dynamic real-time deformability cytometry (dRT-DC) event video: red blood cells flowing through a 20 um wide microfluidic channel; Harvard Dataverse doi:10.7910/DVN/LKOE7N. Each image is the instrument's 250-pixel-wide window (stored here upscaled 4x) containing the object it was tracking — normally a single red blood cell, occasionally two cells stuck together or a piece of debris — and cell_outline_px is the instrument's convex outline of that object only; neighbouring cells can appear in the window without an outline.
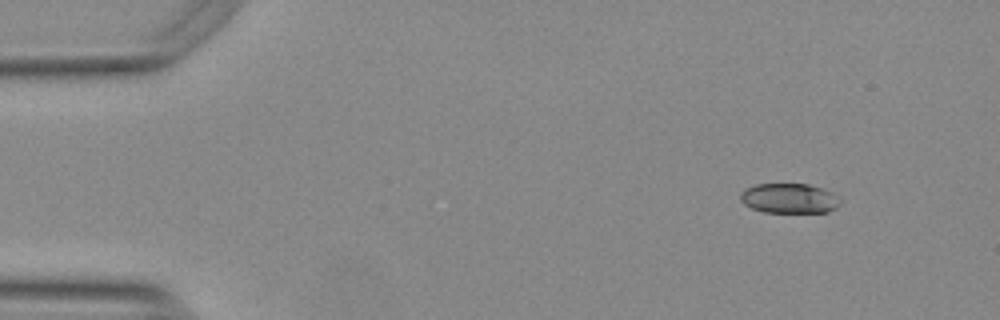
{"species": "Egyptian fruit bat (a non-hibernating species)", "species_latin": "Rousettus aegyptiacus", "temperature_condition": "warm", "stored_images_in_passage": 11, "camera_frame_rate_fps": 3000, "um_per_image_px": 0.085, "animal": {"sex": "female"}, "frame": {"image": 1, "passage_image": 1, "time_ms": 0.0, "image_size_px": [1000, 320], "cell_outline_px": [[840, 204], [836, 208], [828, 212], [764, 212], [752, 208], [744, 204], [740, 200], [740, 192], [744, 188], [756, 184], [808, 184], [832, 192], [840, 196]], "centroid_in_image_um": [67.08, 16.86], "position_along_channel_um": 17.9, "area_um2": 17.51}}
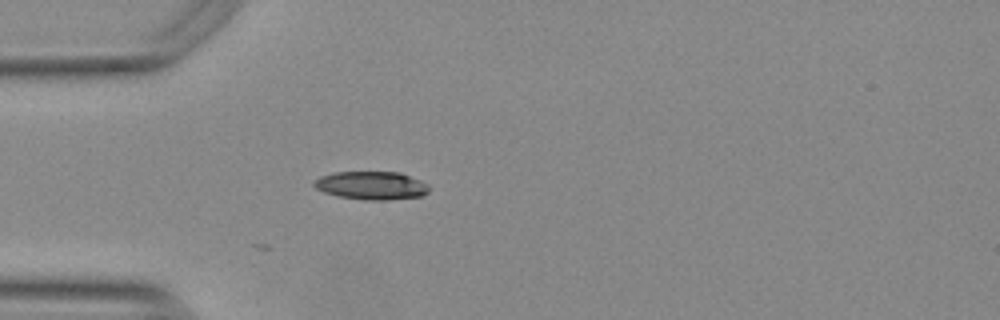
{"frame": {"image": 2, "passage_image": 11, "time_ms": 3.333, "image_size_px": [1000, 320], "cell_outline_px": [[428, 192], [424, 196], [388, 200], [364, 200], [340, 196], [324, 192], [316, 188], [312, 184], [312, 180], [320, 176], [332, 172], [400, 172], [420, 180], [428, 184]], "centroid_in_image_um": [31.56, 15.76], "position_along_channel_um": 53.4, "area_um2": 19.07}}